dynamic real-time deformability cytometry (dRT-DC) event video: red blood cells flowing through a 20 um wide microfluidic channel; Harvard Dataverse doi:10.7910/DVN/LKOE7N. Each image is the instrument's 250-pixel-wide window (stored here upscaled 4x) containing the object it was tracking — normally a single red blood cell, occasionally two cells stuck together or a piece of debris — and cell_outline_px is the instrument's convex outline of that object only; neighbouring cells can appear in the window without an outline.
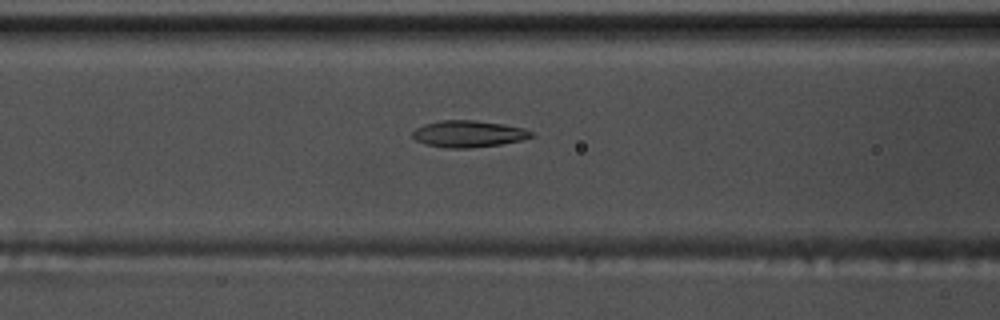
{"species": "common noctule bat (a hibernating species)", "species_latin": "Nyctalus noctula", "temperature_condition": "warm", "stored_images_in_passage": 41, "camera_frame_rate_fps": 3000, "um_per_image_px": 0.085, "animal": {"sex": "male", "body_mass_g": 17.5, "forearm_length_mm": 52.3}, "frame": {"image": 1, "passage_image": 9, "time_ms": 2.667, "image_size_px": [1000, 320], "cell_outline_px": [[536, 136], [520, 140], [500, 144], [468, 148], [448, 148], [424, 144], [416, 140], [412, 136], [412, 132], [416, 128], [424, 124], [440, 120], [476, 120], [504, 124], [524, 128], [532, 132]], "centroid_in_image_um": [39.81, 11.37], "position_along_channel_um": 126.8, "area_um2": 18.5}}
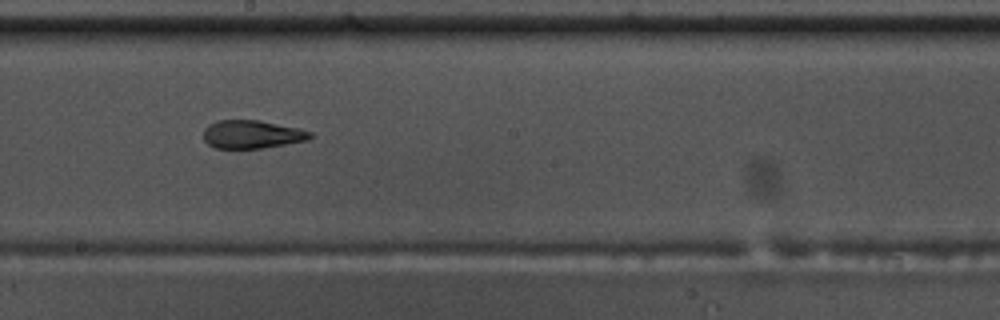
{"frame": {"image": 2, "passage_image": 17, "time_ms": 5.333, "image_size_px": [1000, 320], "cell_outline_px": [[312, 136], [308, 140], [264, 148], [216, 148], [208, 144], [204, 140], [204, 128], [208, 124], [216, 120], [260, 120], [300, 128], [312, 132]], "centroid_in_image_um": [21.42, 11.41], "position_along_channel_um": 226.8, "area_um2": 17.69}}
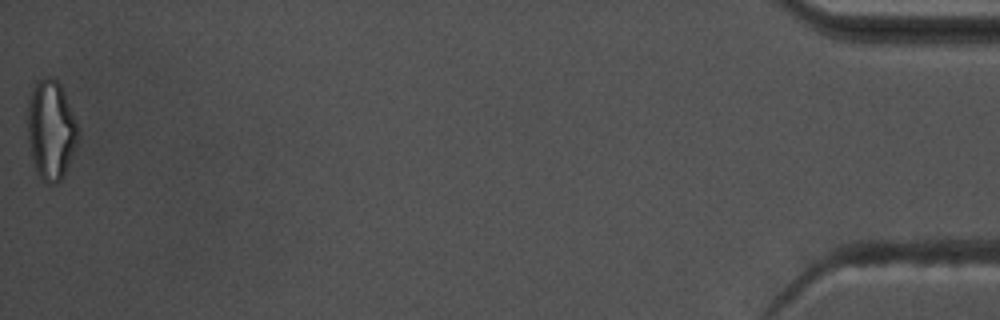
{"frame": {"image": 3, "passage_image": 41, "time_ms": 13.333, "image_size_px": [1000, 320], "cell_outline_px": [[80, 136], [68, 164], [60, 180], [56, 184], [48, 184], [36, 172], [28, 140], [28, 104], [32, 88], [36, 80], [48, 76], [52, 76], [60, 84], [80, 128]], "centroid_in_image_um": [4.34, 11.01], "position_along_channel_um": 430.9, "area_um2": 29.19}, "authors_computed_cell_mechanics": {"area_um2": 18.496, "velocity_mm_per_s": 3.764, "shape_relaxation_time_tau1_ms": 10.5427, "shape_relaxation_time_tau2_ms": 1.614, "deformation_change_tau1": 0.2685, "deformation_change_tau2": 0.0826}}